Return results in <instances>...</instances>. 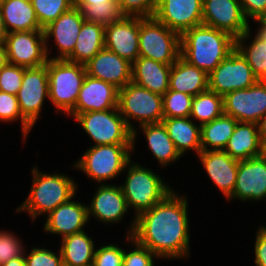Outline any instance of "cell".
<instances>
[{
    "label": "cell",
    "mask_w": 266,
    "mask_h": 266,
    "mask_svg": "<svg viewBox=\"0 0 266 266\" xmlns=\"http://www.w3.org/2000/svg\"><path fill=\"white\" fill-rule=\"evenodd\" d=\"M132 163V164H130ZM127 178L125 184L120 185L126 198L128 209H135V218L142 212L151 209L162 201L171 191L164 181L150 169L133 163L126 164Z\"/></svg>",
    "instance_id": "4"
},
{
    "label": "cell",
    "mask_w": 266,
    "mask_h": 266,
    "mask_svg": "<svg viewBox=\"0 0 266 266\" xmlns=\"http://www.w3.org/2000/svg\"><path fill=\"white\" fill-rule=\"evenodd\" d=\"M110 1L117 0H73L74 5H91V4H106Z\"/></svg>",
    "instance_id": "48"
},
{
    "label": "cell",
    "mask_w": 266,
    "mask_h": 266,
    "mask_svg": "<svg viewBox=\"0 0 266 266\" xmlns=\"http://www.w3.org/2000/svg\"><path fill=\"white\" fill-rule=\"evenodd\" d=\"M140 128L145 133L150 151L162 167L170 165L181 157L162 122L144 124Z\"/></svg>",
    "instance_id": "31"
},
{
    "label": "cell",
    "mask_w": 266,
    "mask_h": 266,
    "mask_svg": "<svg viewBox=\"0 0 266 266\" xmlns=\"http://www.w3.org/2000/svg\"><path fill=\"white\" fill-rule=\"evenodd\" d=\"M257 81L252 68L237 48L208 74L209 90L222 96L231 91L247 89Z\"/></svg>",
    "instance_id": "10"
},
{
    "label": "cell",
    "mask_w": 266,
    "mask_h": 266,
    "mask_svg": "<svg viewBox=\"0 0 266 266\" xmlns=\"http://www.w3.org/2000/svg\"><path fill=\"white\" fill-rule=\"evenodd\" d=\"M8 63L4 42H0V70Z\"/></svg>",
    "instance_id": "51"
},
{
    "label": "cell",
    "mask_w": 266,
    "mask_h": 266,
    "mask_svg": "<svg viewBox=\"0 0 266 266\" xmlns=\"http://www.w3.org/2000/svg\"><path fill=\"white\" fill-rule=\"evenodd\" d=\"M258 133L260 135L261 142L266 141V115H264L258 122H257Z\"/></svg>",
    "instance_id": "47"
},
{
    "label": "cell",
    "mask_w": 266,
    "mask_h": 266,
    "mask_svg": "<svg viewBox=\"0 0 266 266\" xmlns=\"http://www.w3.org/2000/svg\"><path fill=\"white\" fill-rule=\"evenodd\" d=\"M245 18L256 20L266 12V0H239Z\"/></svg>",
    "instance_id": "45"
},
{
    "label": "cell",
    "mask_w": 266,
    "mask_h": 266,
    "mask_svg": "<svg viewBox=\"0 0 266 266\" xmlns=\"http://www.w3.org/2000/svg\"><path fill=\"white\" fill-rule=\"evenodd\" d=\"M84 21L80 9L72 7L43 28L47 57L49 37H54L59 49V55L49 59H67L72 54Z\"/></svg>",
    "instance_id": "19"
},
{
    "label": "cell",
    "mask_w": 266,
    "mask_h": 266,
    "mask_svg": "<svg viewBox=\"0 0 266 266\" xmlns=\"http://www.w3.org/2000/svg\"><path fill=\"white\" fill-rule=\"evenodd\" d=\"M235 198L243 202L266 198V159L262 155L239 161L236 184L228 200Z\"/></svg>",
    "instance_id": "17"
},
{
    "label": "cell",
    "mask_w": 266,
    "mask_h": 266,
    "mask_svg": "<svg viewBox=\"0 0 266 266\" xmlns=\"http://www.w3.org/2000/svg\"><path fill=\"white\" fill-rule=\"evenodd\" d=\"M118 97L115 85L86 75L75 108L68 115L75 118L80 113L118 108Z\"/></svg>",
    "instance_id": "18"
},
{
    "label": "cell",
    "mask_w": 266,
    "mask_h": 266,
    "mask_svg": "<svg viewBox=\"0 0 266 266\" xmlns=\"http://www.w3.org/2000/svg\"><path fill=\"white\" fill-rule=\"evenodd\" d=\"M8 63L26 68L45 65L47 57L44 31L7 33L4 40Z\"/></svg>",
    "instance_id": "12"
},
{
    "label": "cell",
    "mask_w": 266,
    "mask_h": 266,
    "mask_svg": "<svg viewBox=\"0 0 266 266\" xmlns=\"http://www.w3.org/2000/svg\"><path fill=\"white\" fill-rule=\"evenodd\" d=\"M87 211L88 219L92 215L104 223L122 220L128 206L120 185L99 184L91 203L87 205Z\"/></svg>",
    "instance_id": "23"
},
{
    "label": "cell",
    "mask_w": 266,
    "mask_h": 266,
    "mask_svg": "<svg viewBox=\"0 0 266 266\" xmlns=\"http://www.w3.org/2000/svg\"><path fill=\"white\" fill-rule=\"evenodd\" d=\"M237 122L235 118L223 114L211 122L202 124L200 134L202 150H224Z\"/></svg>",
    "instance_id": "32"
},
{
    "label": "cell",
    "mask_w": 266,
    "mask_h": 266,
    "mask_svg": "<svg viewBox=\"0 0 266 266\" xmlns=\"http://www.w3.org/2000/svg\"><path fill=\"white\" fill-rule=\"evenodd\" d=\"M96 145L133 144V131L119 109L80 113L74 118Z\"/></svg>",
    "instance_id": "9"
},
{
    "label": "cell",
    "mask_w": 266,
    "mask_h": 266,
    "mask_svg": "<svg viewBox=\"0 0 266 266\" xmlns=\"http://www.w3.org/2000/svg\"><path fill=\"white\" fill-rule=\"evenodd\" d=\"M250 27L247 31L236 38V48L245 57L258 80H266V38L258 31L250 45L245 47L243 42L249 39Z\"/></svg>",
    "instance_id": "33"
},
{
    "label": "cell",
    "mask_w": 266,
    "mask_h": 266,
    "mask_svg": "<svg viewBox=\"0 0 266 266\" xmlns=\"http://www.w3.org/2000/svg\"><path fill=\"white\" fill-rule=\"evenodd\" d=\"M49 97L55 108L69 114L74 108L84 81V64L66 59H48Z\"/></svg>",
    "instance_id": "5"
},
{
    "label": "cell",
    "mask_w": 266,
    "mask_h": 266,
    "mask_svg": "<svg viewBox=\"0 0 266 266\" xmlns=\"http://www.w3.org/2000/svg\"><path fill=\"white\" fill-rule=\"evenodd\" d=\"M105 26L84 21L72 54L66 59L73 63L86 64L105 48Z\"/></svg>",
    "instance_id": "29"
},
{
    "label": "cell",
    "mask_w": 266,
    "mask_h": 266,
    "mask_svg": "<svg viewBox=\"0 0 266 266\" xmlns=\"http://www.w3.org/2000/svg\"><path fill=\"white\" fill-rule=\"evenodd\" d=\"M42 28L74 7L73 0H31Z\"/></svg>",
    "instance_id": "37"
},
{
    "label": "cell",
    "mask_w": 266,
    "mask_h": 266,
    "mask_svg": "<svg viewBox=\"0 0 266 266\" xmlns=\"http://www.w3.org/2000/svg\"><path fill=\"white\" fill-rule=\"evenodd\" d=\"M86 74L122 88L132 82V63L103 48L85 64Z\"/></svg>",
    "instance_id": "20"
},
{
    "label": "cell",
    "mask_w": 266,
    "mask_h": 266,
    "mask_svg": "<svg viewBox=\"0 0 266 266\" xmlns=\"http://www.w3.org/2000/svg\"><path fill=\"white\" fill-rule=\"evenodd\" d=\"M62 240L60 252L63 266H92L95 246L92 238L84 232L72 234Z\"/></svg>",
    "instance_id": "30"
},
{
    "label": "cell",
    "mask_w": 266,
    "mask_h": 266,
    "mask_svg": "<svg viewBox=\"0 0 266 266\" xmlns=\"http://www.w3.org/2000/svg\"><path fill=\"white\" fill-rule=\"evenodd\" d=\"M125 16L153 17L158 0H117Z\"/></svg>",
    "instance_id": "42"
},
{
    "label": "cell",
    "mask_w": 266,
    "mask_h": 266,
    "mask_svg": "<svg viewBox=\"0 0 266 266\" xmlns=\"http://www.w3.org/2000/svg\"><path fill=\"white\" fill-rule=\"evenodd\" d=\"M255 21L261 24L260 28L258 27V32L266 38V12L260 15Z\"/></svg>",
    "instance_id": "50"
},
{
    "label": "cell",
    "mask_w": 266,
    "mask_h": 266,
    "mask_svg": "<svg viewBox=\"0 0 266 266\" xmlns=\"http://www.w3.org/2000/svg\"><path fill=\"white\" fill-rule=\"evenodd\" d=\"M24 254L26 266H63L60 249L58 256L49 249L37 247H33L29 255Z\"/></svg>",
    "instance_id": "44"
},
{
    "label": "cell",
    "mask_w": 266,
    "mask_h": 266,
    "mask_svg": "<svg viewBox=\"0 0 266 266\" xmlns=\"http://www.w3.org/2000/svg\"><path fill=\"white\" fill-rule=\"evenodd\" d=\"M6 35H7V31L4 26V21H3V17H2V13L0 9V42H4Z\"/></svg>",
    "instance_id": "52"
},
{
    "label": "cell",
    "mask_w": 266,
    "mask_h": 266,
    "mask_svg": "<svg viewBox=\"0 0 266 266\" xmlns=\"http://www.w3.org/2000/svg\"><path fill=\"white\" fill-rule=\"evenodd\" d=\"M47 63L39 67L25 68L17 100L22 116L34 126L40 115L44 99L49 97Z\"/></svg>",
    "instance_id": "13"
},
{
    "label": "cell",
    "mask_w": 266,
    "mask_h": 266,
    "mask_svg": "<svg viewBox=\"0 0 266 266\" xmlns=\"http://www.w3.org/2000/svg\"><path fill=\"white\" fill-rule=\"evenodd\" d=\"M162 99L163 118L190 117L193 104L192 95L168 89Z\"/></svg>",
    "instance_id": "36"
},
{
    "label": "cell",
    "mask_w": 266,
    "mask_h": 266,
    "mask_svg": "<svg viewBox=\"0 0 266 266\" xmlns=\"http://www.w3.org/2000/svg\"><path fill=\"white\" fill-rule=\"evenodd\" d=\"M144 17L124 16L105 26V48L133 63L139 57L140 21Z\"/></svg>",
    "instance_id": "16"
},
{
    "label": "cell",
    "mask_w": 266,
    "mask_h": 266,
    "mask_svg": "<svg viewBox=\"0 0 266 266\" xmlns=\"http://www.w3.org/2000/svg\"><path fill=\"white\" fill-rule=\"evenodd\" d=\"M198 156L212 182L228 199L234 191L239 161L224 150H201Z\"/></svg>",
    "instance_id": "21"
},
{
    "label": "cell",
    "mask_w": 266,
    "mask_h": 266,
    "mask_svg": "<svg viewBox=\"0 0 266 266\" xmlns=\"http://www.w3.org/2000/svg\"><path fill=\"white\" fill-rule=\"evenodd\" d=\"M0 9L7 33L43 31L31 0H4Z\"/></svg>",
    "instance_id": "27"
},
{
    "label": "cell",
    "mask_w": 266,
    "mask_h": 266,
    "mask_svg": "<svg viewBox=\"0 0 266 266\" xmlns=\"http://www.w3.org/2000/svg\"><path fill=\"white\" fill-rule=\"evenodd\" d=\"M126 239L132 242L135 249L128 253L124 250L122 266H154L153 257L157 258V256L153 252L134 240L132 235H128Z\"/></svg>",
    "instance_id": "40"
},
{
    "label": "cell",
    "mask_w": 266,
    "mask_h": 266,
    "mask_svg": "<svg viewBox=\"0 0 266 266\" xmlns=\"http://www.w3.org/2000/svg\"><path fill=\"white\" fill-rule=\"evenodd\" d=\"M0 266H26L24 255L11 259Z\"/></svg>",
    "instance_id": "49"
},
{
    "label": "cell",
    "mask_w": 266,
    "mask_h": 266,
    "mask_svg": "<svg viewBox=\"0 0 266 266\" xmlns=\"http://www.w3.org/2000/svg\"><path fill=\"white\" fill-rule=\"evenodd\" d=\"M224 114L239 122L257 123L266 115V80L223 96Z\"/></svg>",
    "instance_id": "11"
},
{
    "label": "cell",
    "mask_w": 266,
    "mask_h": 266,
    "mask_svg": "<svg viewBox=\"0 0 266 266\" xmlns=\"http://www.w3.org/2000/svg\"><path fill=\"white\" fill-rule=\"evenodd\" d=\"M203 0H158L154 17L180 36L203 24Z\"/></svg>",
    "instance_id": "14"
},
{
    "label": "cell",
    "mask_w": 266,
    "mask_h": 266,
    "mask_svg": "<svg viewBox=\"0 0 266 266\" xmlns=\"http://www.w3.org/2000/svg\"><path fill=\"white\" fill-rule=\"evenodd\" d=\"M26 67L7 63L0 70V91L17 95L23 81Z\"/></svg>",
    "instance_id": "39"
},
{
    "label": "cell",
    "mask_w": 266,
    "mask_h": 266,
    "mask_svg": "<svg viewBox=\"0 0 266 266\" xmlns=\"http://www.w3.org/2000/svg\"><path fill=\"white\" fill-rule=\"evenodd\" d=\"M22 241L14 234L6 231H0V265L8 262L25 253V247H22Z\"/></svg>",
    "instance_id": "41"
},
{
    "label": "cell",
    "mask_w": 266,
    "mask_h": 266,
    "mask_svg": "<svg viewBox=\"0 0 266 266\" xmlns=\"http://www.w3.org/2000/svg\"><path fill=\"white\" fill-rule=\"evenodd\" d=\"M187 208L186 197L171 191L151 209L134 217L127 235H132L157 258H187L190 253Z\"/></svg>",
    "instance_id": "1"
},
{
    "label": "cell",
    "mask_w": 266,
    "mask_h": 266,
    "mask_svg": "<svg viewBox=\"0 0 266 266\" xmlns=\"http://www.w3.org/2000/svg\"><path fill=\"white\" fill-rule=\"evenodd\" d=\"M202 18L203 25L226 31L234 38L250 27L239 0H203Z\"/></svg>",
    "instance_id": "15"
},
{
    "label": "cell",
    "mask_w": 266,
    "mask_h": 266,
    "mask_svg": "<svg viewBox=\"0 0 266 266\" xmlns=\"http://www.w3.org/2000/svg\"><path fill=\"white\" fill-rule=\"evenodd\" d=\"M32 175L30 193L23 204L16 209L17 212L26 211L34 220L42 213L49 214L59 205L74 198L77 185L67 175L39 172L36 167H33Z\"/></svg>",
    "instance_id": "3"
},
{
    "label": "cell",
    "mask_w": 266,
    "mask_h": 266,
    "mask_svg": "<svg viewBox=\"0 0 266 266\" xmlns=\"http://www.w3.org/2000/svg\"><path fill=\"white\" fill-rule=\"evenodd\" d=\"M255 261L256 266H266V227L261 226L257 230L255 241Z\"/></svg>",
    "instance_id": "46"
},
{
    "label": "cell",
    "mask_w": 266,
    "mask_h": 266,
    "mask_svg": "<svg viewBox=\"0 0 266 266\" xmlns=\"http://www.w3.org/2000/svg\"><path fill=\"white\" fill-rule=\"evenodd\" d=\"M171 66L139 56L132 63V82L163 96L169 89Z\"/></svg>",
    "instance_id": "24"
},
{
    "label": "cell",
    "mask_w": 266,
    "mask_h": 266,
    "mask_svg": "<svg viewBox=\"0 0 266 266\" xmlns=\"http://www.w3.org/2000/svg\"><path fill=\"white\" fill-rule=\"evenodd\" d=\"M132 149L133 144L94 145L84 152L73 167L100 184L126 170Z\"/></svg>",
    "instance_id": "6"
},
{
    "label": "cell",
    "mask_w": 266,
    "mask_h": 266,
    "mask_svg": "<svg viewBox=\"0 0 266 266\" xmlns=\"http://www.w3.org/2000/svg\"><path fill=\"white\" fill-rule=\"evenodd\" d=\"M118 109L128 127L133 131L132 150L135 148L134 141L137 132L130 123L131 118L132 120L135 119L140 122V126L144 124L161 123L163 120L162 96L138 86L133 82L119 89Z\"/></svg>",
    "instance_id": "7"
},
{
    "label": "cell",
    "mask_w": 266,
    "mask_h": 266,
    "mask_svg": "<svg viewBox=\"0 0 266 266\" xmlns=\"http://www.w3.org/2000/svg\"><path fill=\"white\" fill-rule=\"evenodd\" d=\"M262 145L257 123L238 121L224 151L240 161L262 155Z\"/></svg>",
    "instance_id": "25"
},
{
    "label": "cell",
    "mask_w": 266,
    "mask_h": 266,
    "mask_svg": "<svg viewBox=\"0 0 266 266\" xmlns=\"http://www.w3.org/2000/svg\"><path fill=\"white\" fill-rule=\"evenodd\" d=\"M139 56L174 64L180 57V35L159 22L154 16L140 21Z\"/></svg>",
    "instance_id": "8"
},
{
    "label": "cell",
    "mask_w": 266,
    "mask_h": 266,
    "mask_svg": "<svg viewBox=\"0 0 266 266\" xmlns=\"http://www.w3.org/2000/svg\"><path fill=\"white\" fill-rule=\"evenodd\" d=\"M208 89V74L205 71L189 64L181 56L172 64L169 90L196 96Z\"/></svg>",
    "instance_id": "26"
},
{
    "label": "cell",
    "mask_w": 266,
    "mask_h": 266,
    "mask_svg": "<svg viewBox=\"0 0 266 266\" xmlns=\"http://www.w3.org/2000/svg\"><path fill=\"white\" fill-rule=\"evenodd\" d=\"M72 200L73 198L47 214L43 228L47 233L59 234L63 239L84 231L83 228L89 220L87 206Z\"/></svg>",
    "instance_id": "22"
},
{
    "label": "cell",
    "mask_w": 266,
    "mask_h": 266,
    "mask_svg": "<svg viewBox=\"0 0 266 266\" xmlns=\"http://www.w3.org/2000/svg\"><path fill=\"white\" fill-rule=\"evenodd\" d=\"M123 258V248L108 244L96 249L92 266H122Z\"/></svg>",
    "instance_id": "43"
},
{
    "label": "cell",
    "mask_w": 266,
    "mask_h": 266,
    "mask_svg": "<svg viewBox=\"0 0 266 266\" xmlns=\"http://www.w3.org/2000/svg\"><path fill=\"white\" fill-rule=\"evenodd\" d=\"M162 123L181 156L188 149L199 154L202 150L200 124L197 126L190 117L163 118Z\"/></svg>",
    "instance_id": "28"
},
{
    "label": "cell",
    "mask_w": 266,
    "mask_h": 266,
    "mask_svg": "<svg viewBox=\"0 0 266 266\" xmlns=\"http://www.w3.org/2000/svg\"><path fill=\"white\" fill-rule=\"evenodd\" d=\"M224 114L223 96L211 90L193 96L190 118L197 119L200 125L211 122Z\"/></svg>",
    "instance_id": "34"
},
{
    "label": "cell",
    "mask_w": 266,
    "mask_h": 266,
    "mask_svg": "<svg viewBox=\"0 0 266 266\" xmlns=\"http://www.w3.org/2000/svg\"><path fill=\"white\" fill-rule=\"evenodd\" d=\"M262 156L266 159V141L262 145Z\"/></svg>",
    "instance_id": "53"
},
{
    "label": "cell",
    "mask_w": 266,
    "mask_h": 266,
    "mask_svg": "<svg viewBox=\"0 0 266 266\" xmlns=\"http://www.w3.org/2000/svg\"><path fill=\"white\" fill-rule=\"evenodd\" d=\"M21 118L23 140L33 127L21 114L16 95L0 91V121L10 122Z\"/></svg>",
    "instance_id": "38"
},
{
    "label": "cell",
    "mask_w": 266,
    "mask_h": 266,
    "mask_svg": "<svg viewBox=\"0 0 266 266\" xmlns=\"http://www.w3.org/2000/svg\"><path fill=\"white\" fill-rule=\"evenodd\" d=\"M74 7L80 9L85 21L103 26L118 22L125 16L121 12L118 1H110L106 4L74 5Z\"/></svg>",
    "instance_id": "35"
},
{
    "label": "cell",
    "mask_w": 266,
    "mask_h": 266,
    "mask_svg": "<svg viewBox=\"0 0 266 266\" xmlns=\"http://www.w3.org/2000/svg\"><path fill=\"white\" fill-rule=\"evenodd\" d=\"M236 38L226 31L199 25L180 36V56L209 74L234 49Z\"/></svg>",
    "instance_id": "2"
}]
</instances>
